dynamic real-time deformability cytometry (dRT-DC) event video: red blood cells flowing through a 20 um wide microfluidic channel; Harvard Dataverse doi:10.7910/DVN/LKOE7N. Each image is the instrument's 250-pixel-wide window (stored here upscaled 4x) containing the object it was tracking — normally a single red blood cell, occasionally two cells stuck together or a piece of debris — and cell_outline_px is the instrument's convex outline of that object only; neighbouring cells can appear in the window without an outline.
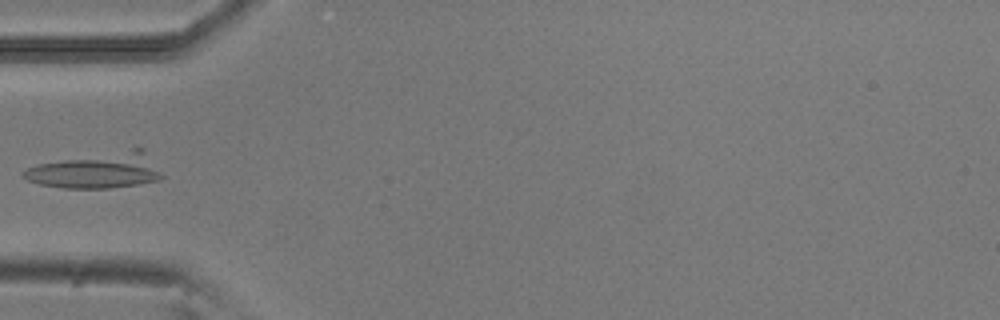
{"species": "common noctule bat (a hibernating species)", "species_latin": "Nyctalus noctula", "temperature_condition": "room temperature", "stored_images_in_passage": 5, "camera_frame_rate_fps": 3000, "um_per_image_px": 0.085, "animal": {"sex": "male", "body_mass_g": 20.5, "forearm_length_mm": 52.5}, "frame": {"image": 1, "passage_image": 5, "time_ms": 1.333, "image_size_px": [1000, 320], "cell_outline_px": [[164, 176], [160, 180], [136, 184], [108, 188], [64, 188], [40, 184], [28, 180], [20, 176], [20, 172], [28, 168], [40, 164], [132, 148], [144, 148]], "centroid_in_image_um": [8.27, 14.5], "position_along_channel_um": 76.7, "area_um2": 28.26}}